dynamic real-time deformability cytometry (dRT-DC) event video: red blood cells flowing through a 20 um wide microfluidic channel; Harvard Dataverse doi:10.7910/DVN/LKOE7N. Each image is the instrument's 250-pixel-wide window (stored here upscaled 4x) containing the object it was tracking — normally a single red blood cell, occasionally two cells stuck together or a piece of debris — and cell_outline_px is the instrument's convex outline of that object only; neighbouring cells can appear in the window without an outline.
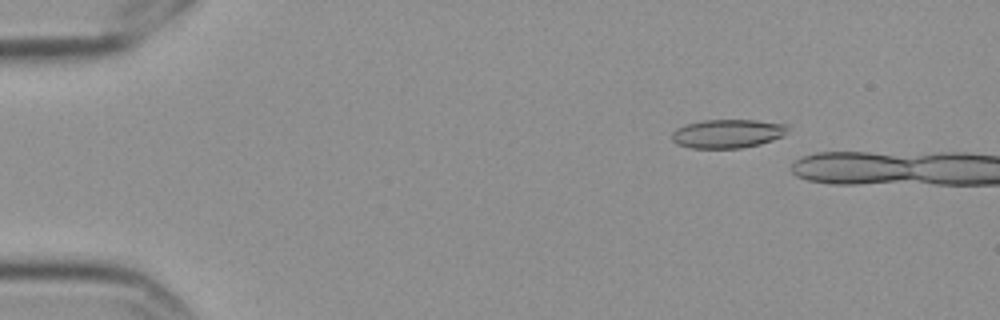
{"species": "Egyptian fruit bat (a non-hibernating species)", "species_latin": "Rousettus aegyptiacus", "temperature_condition": "cold", "stored_images_in_passage": 3, "camera_frame_rate_fps": 3000, "um_per_image_px": 0.085, "frame": {"image": 1, "passage_image": 1, "time_ms": 0.0, "image_size_px": [1000, 320], "cell_outline_px": [[788, 128], [784, 136], [760, 144], [740, 148], [688, 148], [676, 144], [672, 140], [672, 132], [676, 128], [684, 124], [704, 120], [756, 120], [788, 124]], "centroid_in_image_um": [61.82, 11.36], "position_along_channel_um": 23.2, "area_um2": 19.59}}